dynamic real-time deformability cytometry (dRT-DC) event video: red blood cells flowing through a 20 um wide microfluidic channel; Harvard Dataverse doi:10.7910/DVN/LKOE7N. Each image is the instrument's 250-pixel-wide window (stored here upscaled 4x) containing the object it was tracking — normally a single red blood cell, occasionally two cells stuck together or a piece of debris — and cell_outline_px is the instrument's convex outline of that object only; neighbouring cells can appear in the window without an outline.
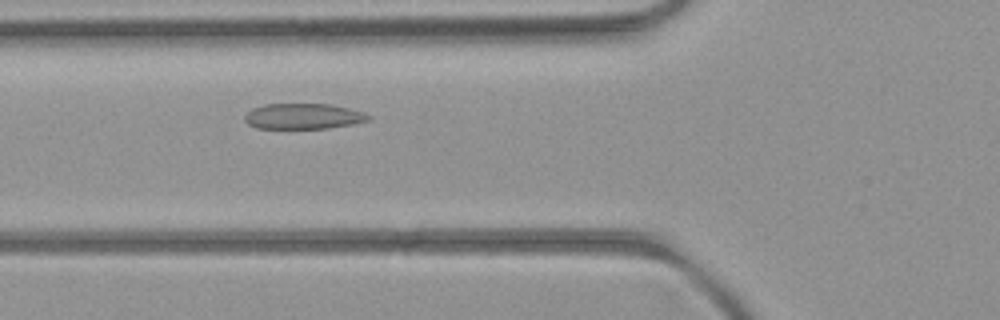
{"species": "common noctule bat (a hibernating species)", "species_latin": "Nyctalus noctula", "temperature_condition": "room temperature", "stored_images_in_passage": 45, "camera_frame_rate_fps": 3000, "um_per_image_px": 0.085, "animal": {"sex": "female", "body_mass_g": 21.9}, "frame": {"image": 1, "passage_image": 12, "time_ms": 3.667, "image_size_px": [1000, 320], "cell_outline_px": [[372, 116], [368, 120], [352, 124], [328, 128], [256, 128], [248, 124], [244, 120], [244, 116], [252, 108], [264, 104], [332, 104], [364, 112]], "centroid_in_image_um": [25.77, 9.88], "position_along_channel_um": 100.0, "area_um2": 18.44}}
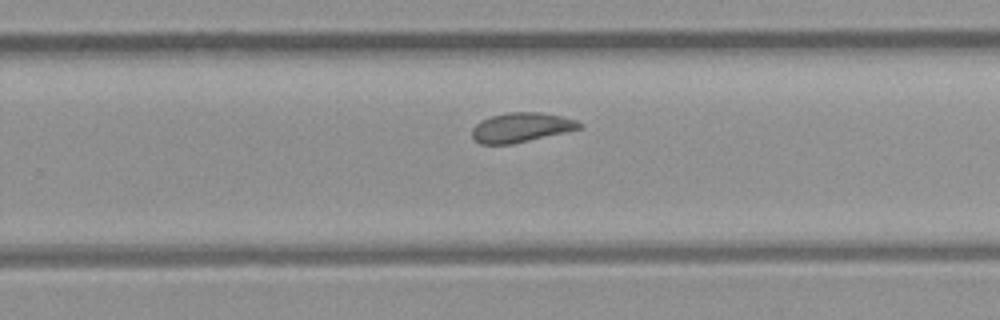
{"frame": {"image": 2, "passage_image": 26, "time_ms": 8.333, "image_size_px": [1000, 320], "cell_outline_px": [[584, 128], [512, 144], [480, 144], [472, 136], [472, 128], [480, 120], [492, 116], [508, 112], [540, 112], [564, 116], [576, 120]], "centroid_in_image_um": [44.31, 10.82], "position_along_channel_um": 285.5, "area_um2": 18.5}}
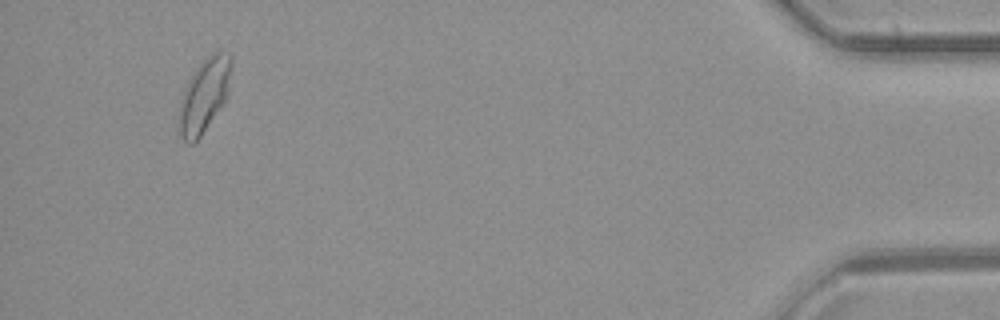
{"frame": {"image": 3, "passage_image": 42, "time_ms": 13.667, "image_size_px": [1000, 320], "cell_outline_px": [[232, 68], [228, 92], [224, 100], [200, 136], [192, 144], [188, 144], [180, 136], [180, 100], [196, 68], [208, 56], [216, 52], [232, 52]], "centroid_in_image_um": [17.4, 8.06], "position_along_channel_um": 417.8, "area_um2": 21.68}, "authors_computed_cell_mechanics": {"area_um2": 19.4786, "velocity_mm_per_s": 3.9749, "shape_relaxation_time_tau1_ms": null, "shape_relaxation_time_tau2_ms": 0.479, "deformation_change_tau1": null, "deformation_change_tau2": 0.0514}}